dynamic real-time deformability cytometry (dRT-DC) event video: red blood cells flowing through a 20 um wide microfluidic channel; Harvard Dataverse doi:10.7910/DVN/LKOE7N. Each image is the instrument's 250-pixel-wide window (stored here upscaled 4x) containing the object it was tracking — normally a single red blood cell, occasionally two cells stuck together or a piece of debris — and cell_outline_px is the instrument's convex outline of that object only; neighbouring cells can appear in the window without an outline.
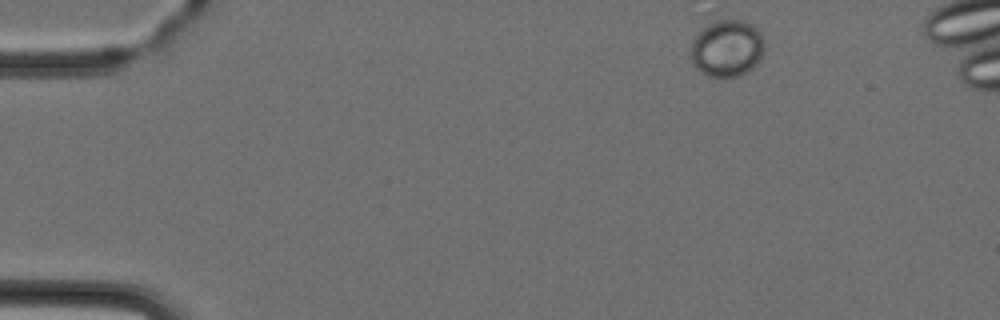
{"species": "Egyptian fruit bat (a non-hibernating species)", "species_latin": "Rousettus aegyptiacus", "temperature_condition": "cold", "stored_images_in_passage": 3, "camera_frame_rate_fps": 3000, "um_per_image_px": 0.085, "animal": {"sex": "female"}, "frame": {"image": 1, "passage_image": 1, "time_ms": 0.0, "image_size_px": [1000, 320], "cell_outline_px": [[764, 48], [760, 60], [752, 68], [736, 76], [708, 76], [700, 72], [692, 64], [692, 40], [708, 12], [740, 20], [752, 24], [760, 32], [764, 40]], "centroid_in_image_um": [61.72, 3.94], "position_along_channel_um": 23.3, "area_um2": 25.89}}